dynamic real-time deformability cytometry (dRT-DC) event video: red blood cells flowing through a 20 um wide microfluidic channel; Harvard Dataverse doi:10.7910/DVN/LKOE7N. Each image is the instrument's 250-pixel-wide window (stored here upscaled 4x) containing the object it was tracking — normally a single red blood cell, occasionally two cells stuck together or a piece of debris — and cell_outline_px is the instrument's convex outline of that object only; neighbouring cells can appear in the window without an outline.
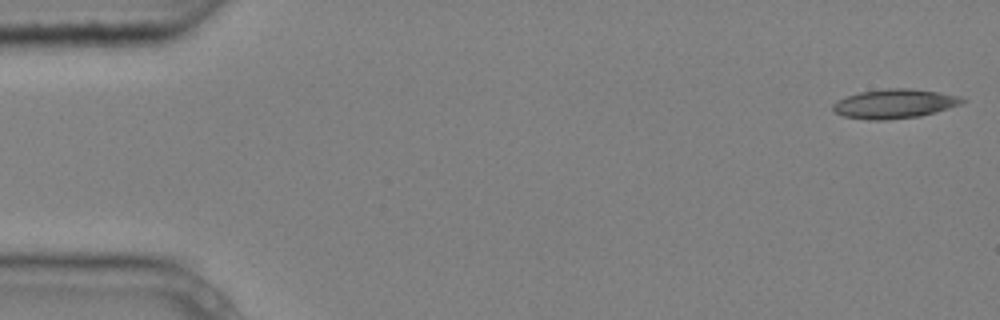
{"species": "common noctule bat (a hibernating species)", "species_latin": "Nyctalus noctula", "temperature_condition": "cold", "stored_images_in_passage": 5, "camera_frame_rate_fps": 3000, "um_per_image_px": 0.085, "animal": {"sex": "male", "body_mass_g": 20.4}, "frame": {"image": 1, "passage_image": 1, "time_ms": 0.0, "image_size_px": [1000, 320], "cell_outline_px": [[968, 100], [960, 104], [936, 112], [920, 116], [888, 120], [868, 120], [844, 116], [836, 112], [832, 108], [832, 104], [836, 100], [860, 92], [884, 88], [908, 88], [940, 92], [960, 96]], "centroid_in_image_um": [76.04, 8.81], "position_along_channel_um": 9.0, "area_um2": 22.14}}